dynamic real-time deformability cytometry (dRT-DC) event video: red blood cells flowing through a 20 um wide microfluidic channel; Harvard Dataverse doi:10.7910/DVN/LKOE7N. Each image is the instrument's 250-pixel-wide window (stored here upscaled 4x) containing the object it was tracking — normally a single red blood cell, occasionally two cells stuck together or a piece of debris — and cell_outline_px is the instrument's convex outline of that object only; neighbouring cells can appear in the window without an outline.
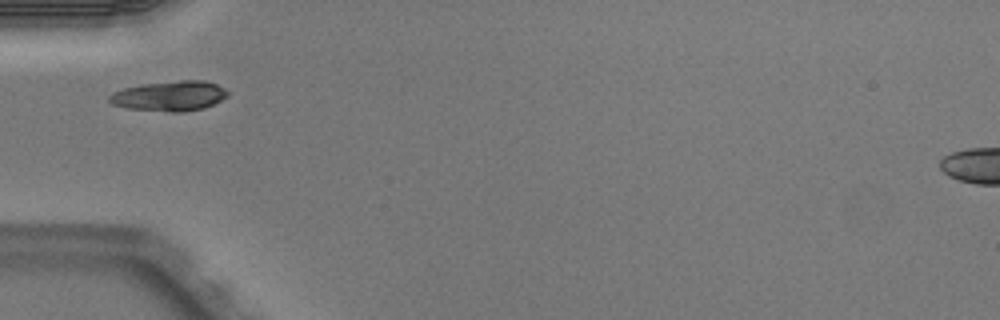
{"species": "Egyptian fruit bat (a non-hibernating species)", "species_latin": "Rousettus aegyptiacus", "temperature_condition": "warm", "stored_images_in_passage": 1, "camera_frame_rate_fps": 3000, "um_per_image_px": 0.085, "animal": {"sex": "male"}, "frame": {"image": 1, "passage_image": 1, "time_ms": 0.0, "image_size_px": [1000, 320], "cell_outline_px": [[228, 96], [204, 108], [184, 112], [172, 112], [128, 108], [112, 104], [108, 100], [108, 96], [112, 92], [124, 88], [140, 84], [180, 80], [204, 80], [216, 84], [224, 88], [228, 92]], "centroid_in_image_um": [14.4, 8.15], "position_along_channel_um": 70.6, "area_um2": 20.75}}